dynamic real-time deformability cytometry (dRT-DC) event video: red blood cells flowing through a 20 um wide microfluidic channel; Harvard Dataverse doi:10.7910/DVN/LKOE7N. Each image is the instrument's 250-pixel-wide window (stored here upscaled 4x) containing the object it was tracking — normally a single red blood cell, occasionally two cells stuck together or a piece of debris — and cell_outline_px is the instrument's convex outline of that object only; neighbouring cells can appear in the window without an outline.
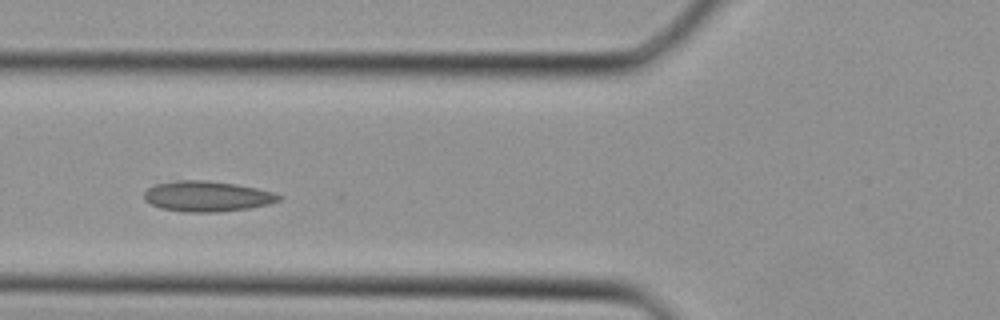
{"species": "Egyptian fruit bat (a non-hibernating species)", "species_latin": "Rousettus aegyptiacus", "temperature_condition": "cold", "stored_images_in_passage": 33, "camera_frame_rate_fps": 3000, "um_per_image_px": 0.085, "animal": {"sex": "female"}, "frame": {"image": 1, "passage_image": 9, "time_ms": 2.667, "image_size_px": [1000, 320], "cell_outline_px": [[284, 196], [280, 200], [268, 204], [248, 208], [220, 212], [184, 212], [160, 208], [144, 200], [144, 192], [148, 188], [156, 184], [172, 180], [208, 180], [236, 184], [256, 188], [272, 192]], "centroid_in_image_um": [17.58, 16.68], "position_along_channel_um": 108.2, "area_um2": 24.04}}
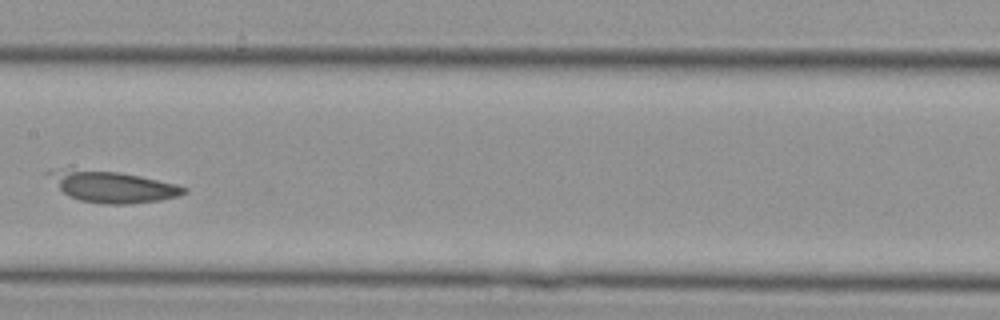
{"frame": {"image": 2, "passage_image": 14, "time_ms": 4.333, "image_size_px": [1000, 320], "cell_outline_px": [[188, 192], [176, 196], [160, 200], [128, 204], [104, 204], [80, 200], [68, 196], [44, 172], [48, 168], [52, 168], [120, 172], [140, 176], [176, 184], [188, 188]], "centroid_in_image_um": [9.54, 15.86], "position_along_channel_um": 197.9, "area_um2": 24.51}}
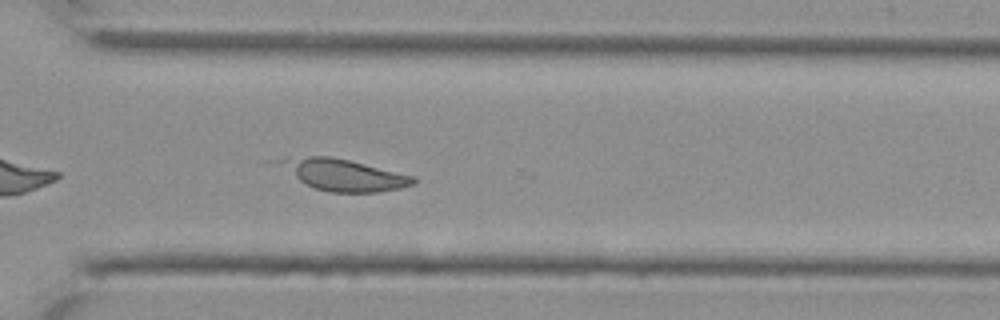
{"frame": {"image": 3, "passage_image": 22, "time_ms": 7.0, "image_size_px": [1000, 320], "cell_outline_px": [[416, 184], [400, 188], [376, 192], [332, 192], [316, 188], [300, 180], [276, 160], [312, 156], [332, 156], [416, 176]], "centroid_in_image_um": [29.36, 14.87], "position_along_channel_um": 341.2, "area_um2": 23.81}}